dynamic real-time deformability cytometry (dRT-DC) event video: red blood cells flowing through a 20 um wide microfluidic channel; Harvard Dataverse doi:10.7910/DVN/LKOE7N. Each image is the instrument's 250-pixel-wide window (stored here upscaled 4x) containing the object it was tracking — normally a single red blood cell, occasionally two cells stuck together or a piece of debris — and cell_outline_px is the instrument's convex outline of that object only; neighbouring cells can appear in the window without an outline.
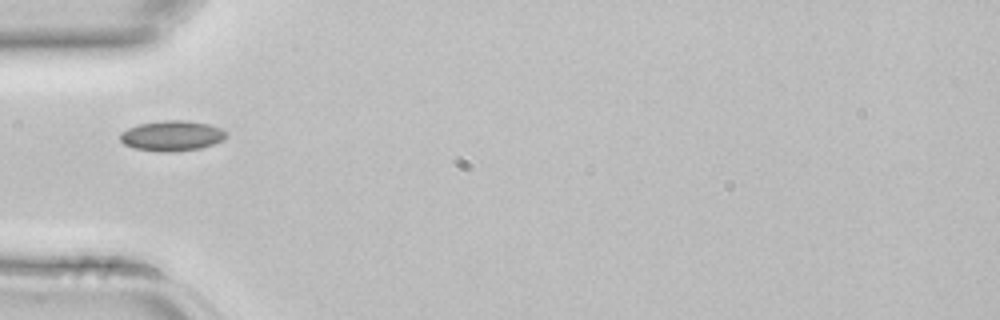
{"species": "common noctule bat (a hibernating species)", "species_latin": "Nyctalus noctula", "temperature_condition": "room temperature", "stored_images_in_passage": 3, "camera_frame_rate_fps": 3000, "um_per_image_px": 0.085, "animal": {"sex": "female", "body_mass_g": 22.7, "forearm_length_mm": 54.2}, "frame": {"image": 1, "passage_image": 3, "time_ms": 0.667, "image_size_px": [1000, 320], "cell_outline_px": [[228, 136], [212, 144], [200, 148], [172, 152], [160, 152], [132, 148], [124, 144], [120, 140], [120, 132], [128, 128], [140, 124], [164, 120], [184, 120], [208, 124], [220, 128], [228, 132]], "centroid_in_image_um": [14.59, 11.54], "position_along_channel_um": 70.4, "area_um2": 18.73}}